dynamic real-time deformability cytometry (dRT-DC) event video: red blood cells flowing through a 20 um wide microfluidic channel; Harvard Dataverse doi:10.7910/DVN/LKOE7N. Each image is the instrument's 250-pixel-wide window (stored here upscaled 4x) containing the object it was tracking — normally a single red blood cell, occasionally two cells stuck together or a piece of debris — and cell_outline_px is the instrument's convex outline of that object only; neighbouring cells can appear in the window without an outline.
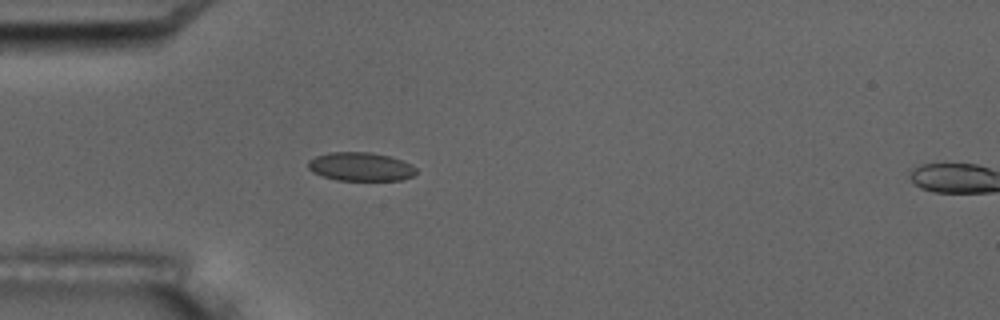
{"species": "common noctule bat (a hibernating species)", "species_latin": "Nyctalus noctula", "temperature_condition": "room temperature", "stored_images_in_passage": 6, "camera_frame_rate_fps": 3000, "um_per_image_px": 0.085, "animal": {"sex": "male", "body_mass_g": 17.5, "forearm_length_mm": 52.3}, "frame": {"image": 1, "passage_image": 5, "time_ms": 4.333, "image_size_px": [1000, 320], "cell_outline_px": [[416, 172], [412, 176], [400, 180], [336, 180], [312, 172], [308, 168], [308, 160], [316, 156], [328, 152], [372, 152], [388, 156], [412, 164], [416, 168]], "centroid_in_image_um": [30.63, 14.16], "position_along_channel_um": 54.4, "area_um2": 17.98}}